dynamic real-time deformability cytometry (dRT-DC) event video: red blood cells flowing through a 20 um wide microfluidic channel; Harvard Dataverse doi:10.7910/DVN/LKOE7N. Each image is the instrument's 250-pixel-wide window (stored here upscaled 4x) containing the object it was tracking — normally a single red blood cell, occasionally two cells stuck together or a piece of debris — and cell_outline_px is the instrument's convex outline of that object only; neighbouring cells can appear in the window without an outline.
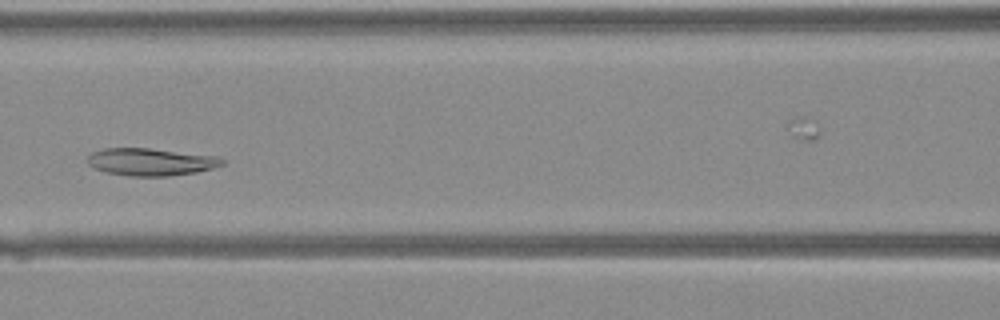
{"species": "Egyptian fruit bat (a non-hibernating species)", "species_latin": "Rousettus aegyptiacus", "temperature_condition": "warm", "stored_images_in_passage": 38, "camera_frame_rate_fps": 3000, "um_per_image_px": 0.085, "animal": {"sex": "female"}, "frame": {"image": 1, "passage_image": 14, "time_ms": 4.333, "image_size_px": [1000, 320], "cell_outline_px": [[224, 164], [212, 168], [196, 172], [168, 176], [128, 176], [108, 172], [96, 168], [88, 164], [88, 156], [92, 152], [104, 148], [148, 148], [220, 156], [224, 160]], "centroid_in_image_um": [12.85, 13.75], "position_along_channel_um": 153.7, "area_um2": 21.44}}
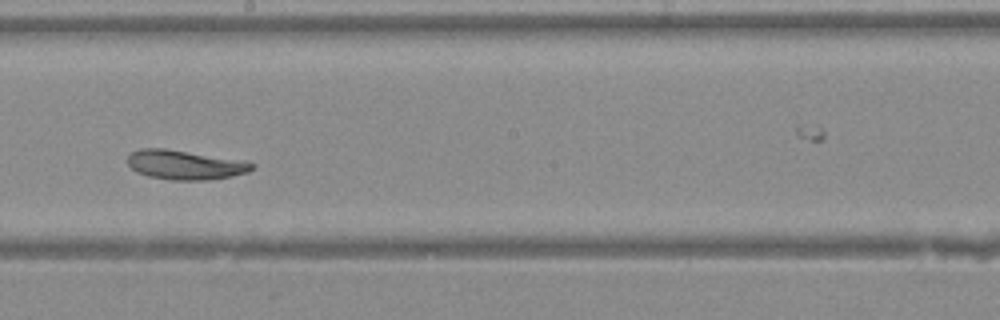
{"frame": {"image": 2, "passage_image": 19, "time_ms": 6.0, "image_size_px": [1000, 320], "cell_outline_px": [[256, 168], [248, 172], [232, 176], [208, 180], [172, 180], [148, 176], [136, 172], [128, 164], [128, 156], [132, 152], [140, 148], [164, 148], [248, 160], [256, 164]], "centroid_in_image_um": [15.8, 14.0], "position_along_channel_um": 232.4, "area_um2": 21.68}}
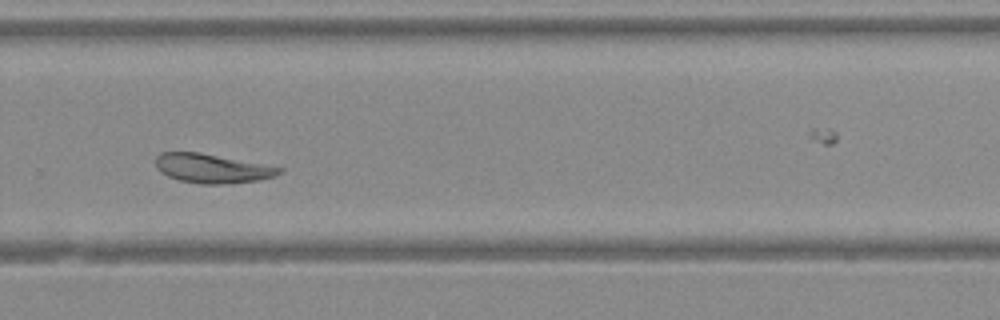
{"frame": {"image": 3, "passage_image": 24, "time_ms": 7.667, "image_size_px": [1000, 320], "cell_outline_px": [[284, 168], [276, 176], [260, 180], [228, 184], [200, 184], [180, 180], [168, 176], [160, 172], [156, 168], [156, 156], [160, 152], [200, 152]], "centroid_in_image_um": [18.02, 14.32], "position_along_channel_um": 311.8, "area_um2": 21.04}}